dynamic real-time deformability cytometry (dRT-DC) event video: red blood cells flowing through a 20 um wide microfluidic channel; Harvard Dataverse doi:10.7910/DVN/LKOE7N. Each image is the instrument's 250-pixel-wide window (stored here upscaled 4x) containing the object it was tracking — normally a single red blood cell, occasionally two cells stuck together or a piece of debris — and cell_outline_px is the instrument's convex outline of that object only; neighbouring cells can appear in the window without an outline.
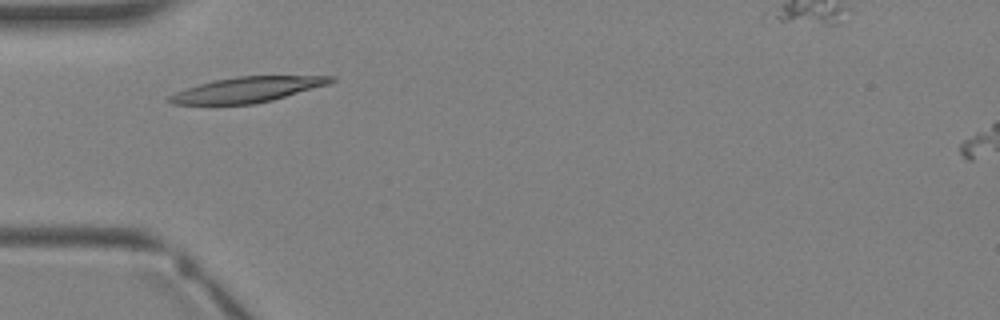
{"species": "Egyptian fruit bat (a non-hibernating species)", "species_latin": "Rousettus aegyptiacus", "temperature_condition": "warm", "stored_images_in_passage": 1, "camera_frame_rate_fps": 3000, "um_per_image_px": 0.085, "animal": {"sex": "female"}, "frame": {"image": 1, "passage_image": 1, "time_ms": 0.0, "image_size_px": [1000, 320], "cell_outline_px": [[336, 80], [328, 84], [272, 100], [252, 104], [172, 104], [164, 100], [168, 96], [176, 92], [212, 80], [236, 76], [336, 76]], "centroid_in_image_um": [20.99, 7.61], "position_along_channel_um": 64.0, "area_um2": 23.64}}